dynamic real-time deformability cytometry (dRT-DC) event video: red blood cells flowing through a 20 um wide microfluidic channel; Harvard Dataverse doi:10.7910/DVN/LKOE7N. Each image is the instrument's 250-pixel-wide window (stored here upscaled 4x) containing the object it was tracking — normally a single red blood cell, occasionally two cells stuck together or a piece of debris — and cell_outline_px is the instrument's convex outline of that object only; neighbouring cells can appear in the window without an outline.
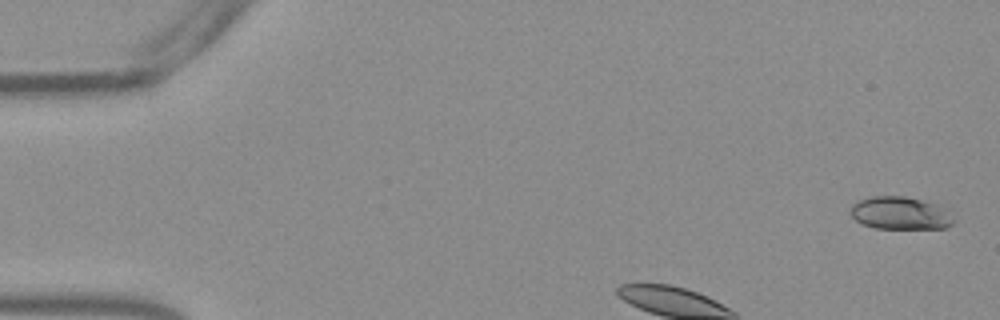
{"species": "Egyptian fruit bat (a non-hibernating species)", "species_latin": "Rousettus aegyptiacus", "temperature_condition": "warm", "stored_images_in_passage": 38, "camera_frame_rate_fps": 3000, "um_per_image_px": 0.085, "frame": {"image": 1, "passage_image": 2, "time_ms": 0.333, "image_size_px": [1000, 320], "cell_outline_px": [[956, 220], [952, 224], [944, 228], [876, 228], [864, 224], [856, 220], [848, 212], [852, 204], [860, 200], [872, 196], [904, 196], [936, 204], [944, 208], [956, 216]], "centroid_in_image_um": [76.54, 18.12], "position_along_channel_um": 8.5, "area_um2": 19.71}}
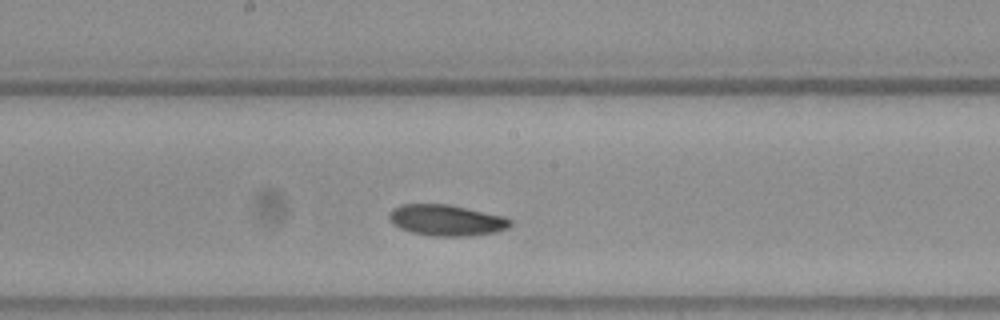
{"frame": {"image": 2, "passage_image": 22, "time_ms": 7.0, "image_size_px": [1000, 320], "cell_outline_px": [[512, 224], [508, 228], [496, 232], [468, 236], [432, 236], [412, 232], [400, 228], [392, 224], [388, 220], [388, 212], [392, 208], [400, 204], [448, 204], [504, 216], [512, 220]], "centroid_in_image_um": [37.91, 18.71], "position_along_channel_um": 210.3, "area_um2": 22.14}}
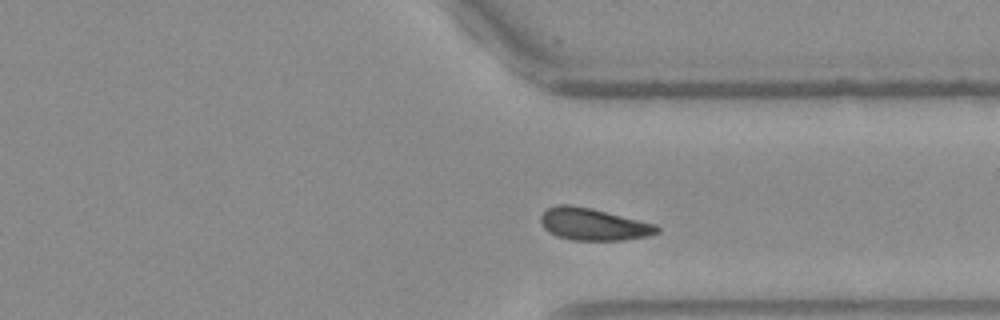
{"frame": {"image": 3, "passage_image": 34, "time_ms": 11.0, "image_size_px": [1000, 320], "cell_outline_px": [[660, 232], [648, 236], [624, 240], [572, 240], [556, 236], [548, 232], [544, 228], [540, 220], [540, 216], [548, 208], [556, 204], [572, 204], [592, 208], [656, 224], [660, 228]], "centroid_in_image_um": [50.43, 19.06], "position_along_channel_um": 361.0, "area_um2": 21.96}, "authors_computed_cell_mechanics": {"area_um2": 21.6172, "velocity_mm_per_s": 3.7601, "shape_relaxation_time_tau1_ms": 3.9463, "shape_relaxation_time_tau2_ms": null, "deformation_change_tau1": 0.0763, "deformation_change_tau2": null}}